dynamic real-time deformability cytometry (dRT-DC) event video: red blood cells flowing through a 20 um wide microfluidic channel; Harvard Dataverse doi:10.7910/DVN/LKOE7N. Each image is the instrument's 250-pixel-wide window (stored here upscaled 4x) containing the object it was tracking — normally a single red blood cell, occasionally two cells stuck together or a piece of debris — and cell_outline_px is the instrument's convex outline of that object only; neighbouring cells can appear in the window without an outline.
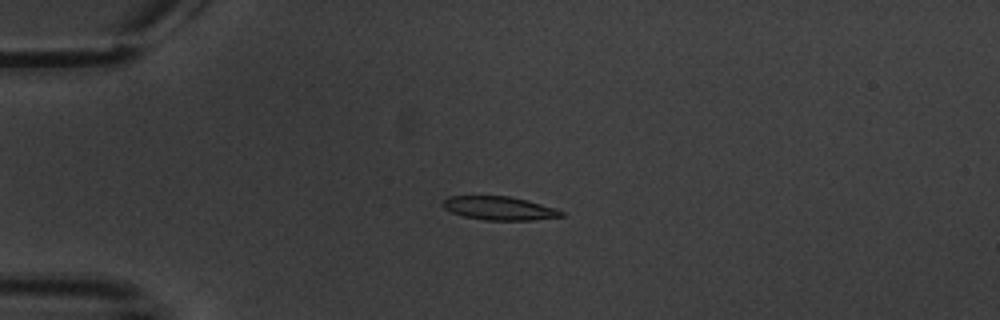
{"species": "common noctule bat (a hibernating species)", "species_latin": "Nyctalus noctula", "temperature_condition": "warm", "stored_images_in_passage": 5, "camera_frame_rate_fps": 3000, "um_per_image_px": 0.085, "animal": {"sex": "male", "body_mass_g": 20.1, "forearm_length_mm": 53.5}, "frame": {"image": 1, "passage_image": 3, "time_ms": 4.667, "image_size_px": [1000, 320], "cell_outline_px": [[564, 216], [532, 220], [484, 220], [464, 216], [452, 212], [444, 208], [440, 204], [448, 196], [508, 196], [528, 200], [556, 208], [564, 212]], "centroid_in_image_um": [42.44, 17.7], "position_along_channel_um": 42.6, "area_um2": 16.3}}
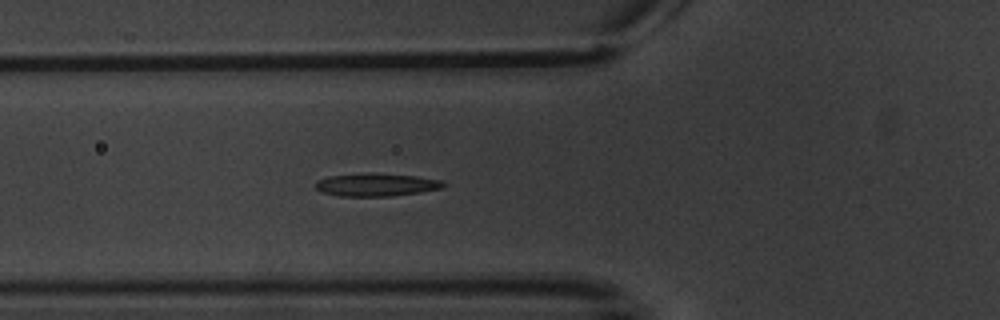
{"frame": {"image": 2, "passage_image": 5, "time_ms": 7.0, "image_size_px": [1000, 320], "cell_outline_px": [[448, 184], [444, 188], [420, 192], [388, 196], [340, 196], [324, 192], [316, 188], [316, 180], [328, 176], [364, 172], [372, 172], [416, 176], [444, 180]], "centroid_in_image_um": [32.04, 15.68], "position_along_channel_um": 93.8, "area_um2": 17.34}}